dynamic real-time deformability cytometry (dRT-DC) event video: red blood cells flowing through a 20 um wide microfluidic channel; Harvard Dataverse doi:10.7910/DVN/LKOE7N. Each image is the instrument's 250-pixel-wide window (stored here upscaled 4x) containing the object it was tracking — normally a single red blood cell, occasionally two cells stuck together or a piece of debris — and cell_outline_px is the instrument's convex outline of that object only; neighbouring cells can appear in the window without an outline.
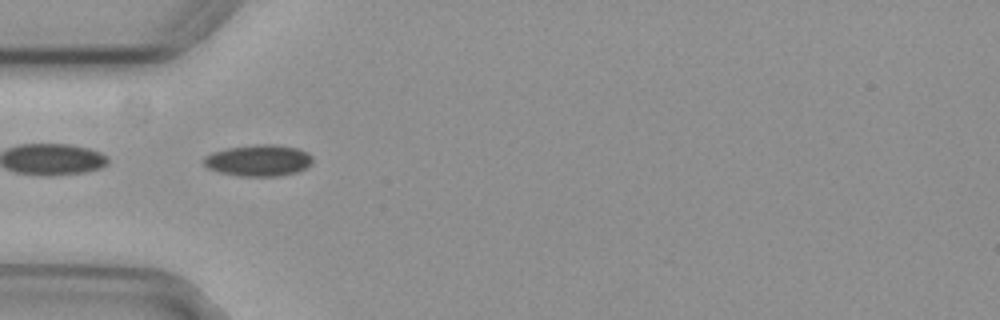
{"species": "common noctule bat (a hibernating species)", "species_latin": "Nyctalus noctula", "temperature_condition": "cold", "stored_images_in_passage": 45, "camera_frame_rate_fps": 3000, "um_per_image_px": 0.085, "animal": {"sex": "female", "body_mass_g": 29.2, "forearm_length_mm": 56.3}, "frame": {"image": 1, "passage_image": 7, "time_ms": 2.0, "image_size_px": [1000, 320], "cell_outline_px": [[312, 164], [296, 172], [280, 176], [240, 176], [220, 172], [208, 168], [204, 164], [204, 156], [212, 152], [228, 148], [256, 144], [276, 144], [296, 148], [308, 152], [312, 156]], "centroid_in_image_um": [21.99, 13.63], "position_along_channel_um": 63.0, "area_um2": 19.94}}
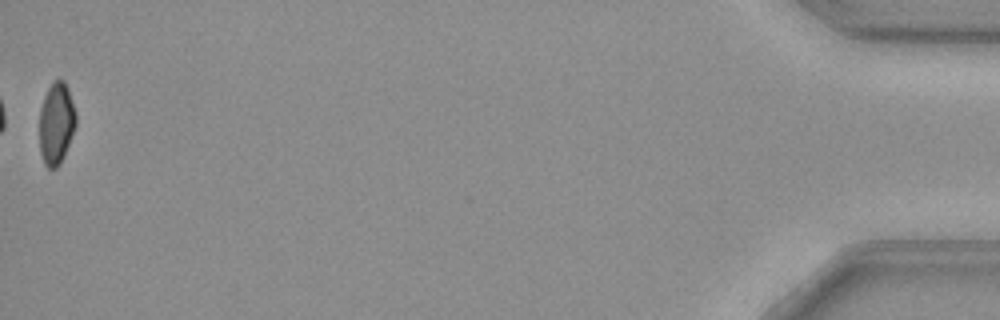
{"frame": {"image": 2, "passage_image": 45, "time_ms": 14.667, "image_size_px": [1000, 320], "cell_outline_px": [[76, 124], [64, 156], [60, 164], [56, 168], [48, 168], [44, 164], [40, 152], [40, 108], [44, 96], [48, 88], [56, 80], [64, 80], [68, 88], [76, 112]], "centroid_in_image_um": [4.79, 10.5], "position_along_channel_um": 430.4, "area_um2": 17.34}, "authors_computed_cell_mechanics": {"area_um2": 19.7676, "velocity_mm_per_s": 3.7308, "shape_relaxation_time_tau1_ms": 6.2279, "shape_relaxation_time_tau2_ms": null, "deformation_change_tau1": 0.0949, "deformation_change_tau2": null}}